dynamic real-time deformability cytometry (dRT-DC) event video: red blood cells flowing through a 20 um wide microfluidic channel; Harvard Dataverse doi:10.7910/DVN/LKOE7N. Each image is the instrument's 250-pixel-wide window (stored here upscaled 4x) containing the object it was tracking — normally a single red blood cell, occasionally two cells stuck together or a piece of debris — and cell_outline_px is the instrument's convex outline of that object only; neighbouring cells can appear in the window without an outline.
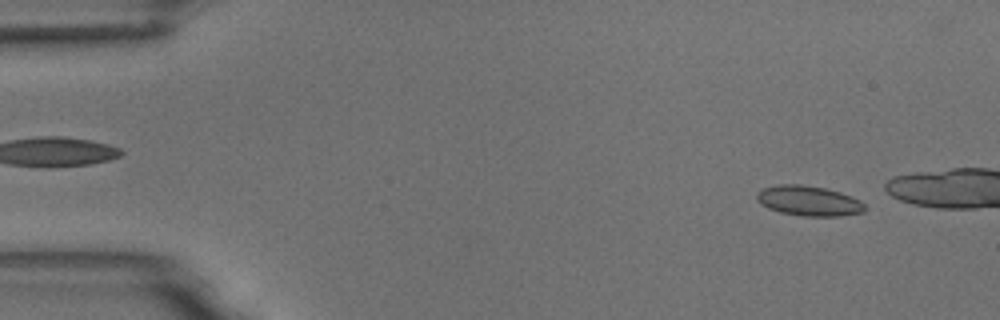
{"species": "common noctule bat (a hibernating species)", "species_latin": "Nyctalus noctula", "temperature_condition": "room temperature", "stored_images_in_passage": 4, "camera_frame_rate_fps": 3000, "um_per_image_px": 0.085, "animal": {"sex": "male", "body_mass_g": 18.8}, "frame": {"image": 1, "passage_image": 1, "time_ms": 0.0, "image_size_px": [1000, 320], "cell_outline_px": [[868, 208], [864, 212], [840, 216], [800, 216], [780, 212], [768, 208], [760, 204], [756, 200], [756, 192], [764, 188], [780, 184], [800, 184], [824, 188], [840, 192], [852, 196], [860, 200]], "centroid_in_image_um": [68.75, 17.08], "position_along_channel_um": 16.3, "area_um2": 19.13}}